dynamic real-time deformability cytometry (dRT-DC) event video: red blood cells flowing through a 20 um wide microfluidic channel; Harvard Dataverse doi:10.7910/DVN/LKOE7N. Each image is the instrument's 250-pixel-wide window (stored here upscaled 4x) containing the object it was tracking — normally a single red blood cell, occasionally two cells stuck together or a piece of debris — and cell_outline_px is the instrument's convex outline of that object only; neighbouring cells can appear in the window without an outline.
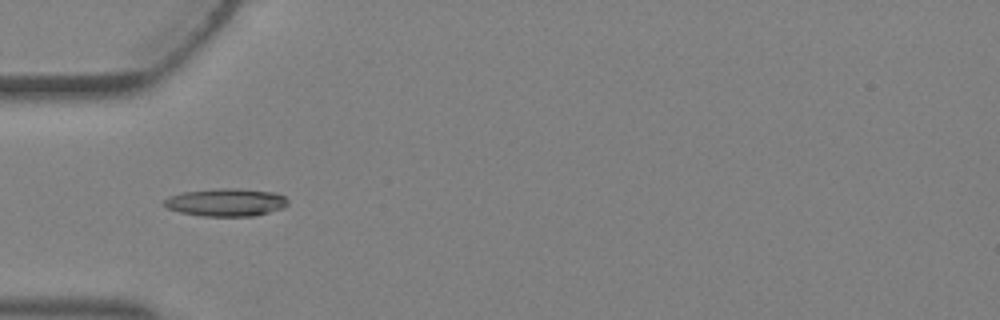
{"species": "Egyptian fruit bat (a non-hibernating species)", "species_latin": "Rousettus aegyptiacus", "temperature_condition": "warm", "stored_images_in_passage": 2, "camera_frame_rate_fps": 3000, "um_per_image_px": 0.085, "animal": {"sex": "female"}, "frame": {"image": 1, "passage_image": 2, "time_ms": 0.333, "image_size_px": [1000, 320], "cell_outline_px": [[288, 204], [284, 208], [256, 216], [204, 216], [180, 212], [168, 208], [164, 204], [164, 200], [168, 196], [184, 192], [216, 188], [236, 188], [272, 192], [284, 196], [288, 200]], "centroid_in_image_um": [19.23, 17.2], "position_along_channel_um": 65.8, "area_um2": 20.06}}